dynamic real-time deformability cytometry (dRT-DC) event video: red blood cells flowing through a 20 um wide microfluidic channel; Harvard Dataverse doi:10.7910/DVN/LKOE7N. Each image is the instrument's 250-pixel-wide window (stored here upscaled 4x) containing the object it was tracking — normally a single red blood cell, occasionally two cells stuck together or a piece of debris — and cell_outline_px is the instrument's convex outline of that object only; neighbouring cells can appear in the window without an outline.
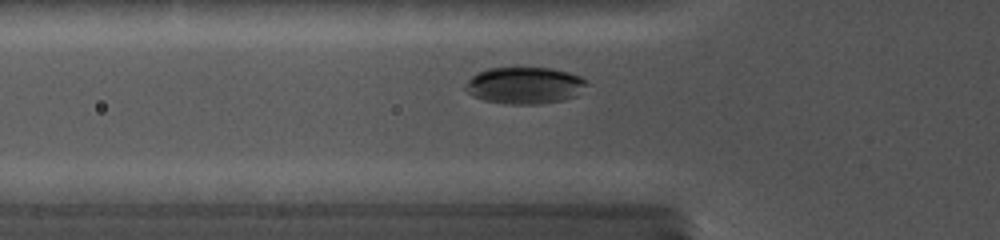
{"species": "common noctule bat (a hibernating species)", "species_latin": "Nyctalus noctula", "temperature_condition": "cold", "stored_images_in_passage": 11, "camera_frame_rate_fps": 5000, "um_per_image_px": 0.085, "animal": {"sex": "female", "body_mass_g": 19.0, "forearm_length_mm": 56.7}, "frame": {"image": 1, "passage_image": 10, "time_ms": 2.4, "image_size_px": [1000, 240], "cell_outline_px": [[588, 84], [576, 96], [560, 100], [536, 104], [512, 104], [484, 100], [468, 92], [464, 88], [468, 80], [472, 76], [488, 68], [552, 68], [568, 72], [580, 76]], "centroid_in_image_um": [44.61, 7.25], "position_along_channel_um": 81.2, "area_um2": 25.61}}